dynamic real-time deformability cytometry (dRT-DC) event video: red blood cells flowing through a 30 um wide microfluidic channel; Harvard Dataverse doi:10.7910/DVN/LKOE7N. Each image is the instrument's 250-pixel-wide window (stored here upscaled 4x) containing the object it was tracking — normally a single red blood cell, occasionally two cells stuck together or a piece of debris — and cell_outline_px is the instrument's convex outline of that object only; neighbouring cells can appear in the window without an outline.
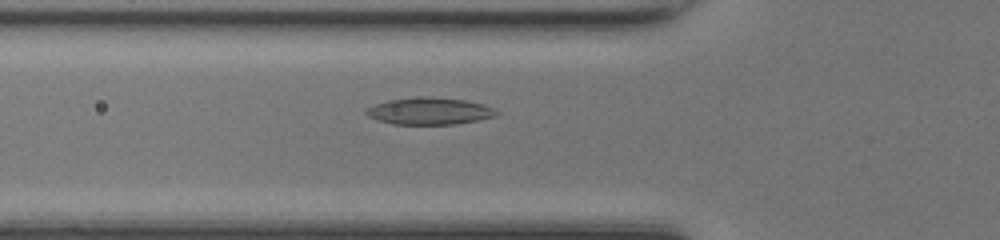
{"species": "common noctule bat (a hibernating species)", "species_latin": "Nyctalus noctula", "temperature_condition": "room temperature", "stored_images_in_passage": 35, "camera_frame_rate_fps": 3000, "um_per_image_px": 0.085, "animal": {"sex": "female", "body_mass_g": 17.0, "forearm_length_mm": 48.0}, "frame": {"image": 1, "passage_image": 3, "time_ms": 0.667, "image_size_px": [1000, 240], "cell_outline_px": [[500, 112], [496, 116], [456, 124], [392, 124], [368, 116], [364, 112], [364, 108], [388, 100], [420, 96], [428, 96], [464, 100], [484, 104]], "centroid_in_image_um": [36.49, 9.43], "position_along_channel_um": 89.3, "area_um2": 20.46}}
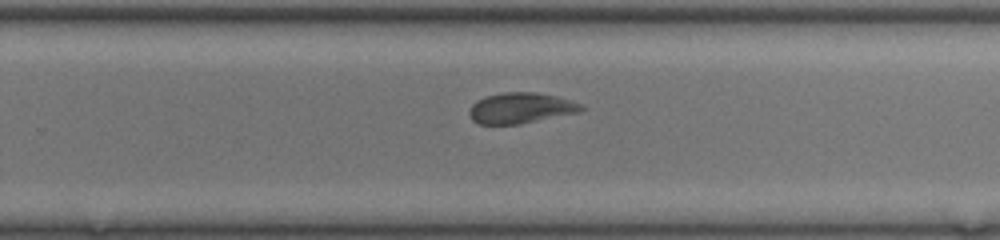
{"frame": {"image": 2, "passage_image": 17, "time_ms": 5.333, "image_size_px": [1000, 240], "cell_outline_px": [[584, 108], [580, 112], [520, 124], [480, 124], [472, 120], [468, 112], [472, 104], [476, 100], [484, 96], [504, 92], [536, 92], [556, 96], [584, 104]], "centroid_in_image_um": [44.26, 9.18], "position_along_channel_um": 285.5, "area_um2": 20.17}}
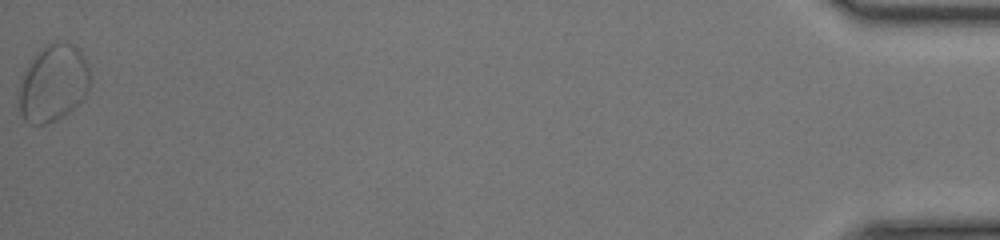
{"frame": {"image": 3, "passage_image": 35, "time_ms": 11.333, "image_size_px": [1000, 240], "cell_outline_px": [[88, 88], [84, 96], [68, 112], [56, 120], [44, 124], [32, 124], [24, 120], [20, 112], [20, 88], [24, 76], [28, 68], [36, 56], [48, 44], [56, 40], [68, 40], [80, 48], [84, 56], [88, 68]], "centroid_in_image_um": [4.56, 7.04], "position_along_channel_um": 430.6, "area_um2": 31.1}, "authors_computed_cell_mechanics": {"area_um2": 19.9988, "velocity_mm_per_s": 4.2127, "shape_relaxation_time_tau1_ms": null, "shape_relaxation_time_tau2_ms": 2.5518, "deformation_change_tau1": null, "deformation_change_tau2": 0.0805}}